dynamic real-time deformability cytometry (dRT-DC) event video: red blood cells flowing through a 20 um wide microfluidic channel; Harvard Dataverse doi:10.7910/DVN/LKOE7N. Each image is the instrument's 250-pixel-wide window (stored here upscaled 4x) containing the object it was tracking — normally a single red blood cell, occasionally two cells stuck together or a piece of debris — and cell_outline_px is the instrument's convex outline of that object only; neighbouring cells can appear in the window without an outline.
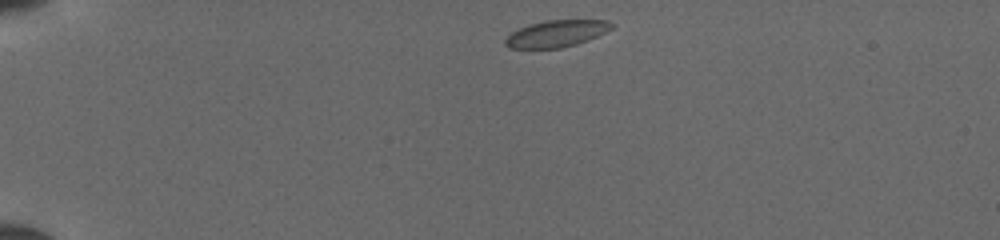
{"species": "common noctule bat (a hibernating species)", "species_latin": "Nyctalus noctula", "temperature_condition": "cold", "stored_images_in_passage": 40, "camera_frame_rate_fps": 3000, "um_per_image_px": 0.085, "animal": {"sex": "female", "body_mass_g": 19.5, "forearm_length_mm": 54.1}, "frame": {"image": 1, "passage_image": 1, "time_ms": 0.0, "image_size_px": [1000, 240], "cell_outline_px": [[616, 24], [612, 28], [588, 40], [576, 44], [560, 48], [508, 48], [504, 44], [504, 40], [512, 32], [528, 24], [548, 20], [608, 20]], "centroid_in_image_um": [47.3, 2.85], "position_along_channel_um": 37.7, "area_um2": 16.53}}
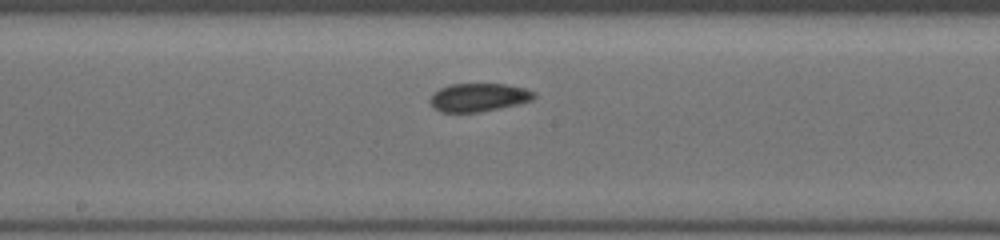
{"frame": {"image": 2, "passage_image": 18, "time_ms": 5.667, "image_size_px": [1000, 240], "cell_outline_px": [[536, 96], [532, 100], [500, 108], [480, 112], [440, 112], [428, 100], [440, 88], [448, 84], [508, 84], [524, 88], [536, 92]], "centroid_in_image_um": [40.71, 8.27], "position_along_channel_um": 207.5, "area_um2": 17.05}}
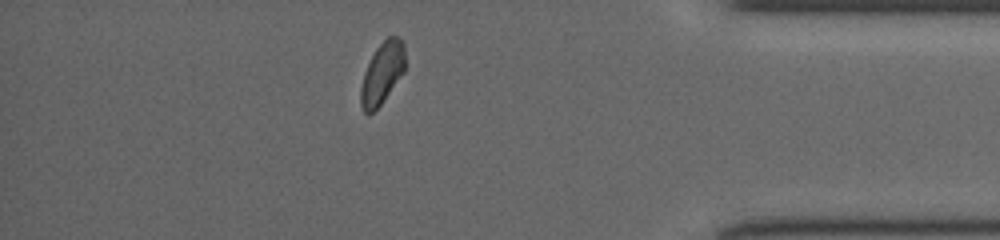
{"frame": {"image": 3, "passage_image": 34, "time_ms": 11.0, "image_size_px": [1000, 240], "cell_outline_px": [[404, 72], [380, 104], [368, 116], [364, 112], [360, 104], [360, 88], [364, 72], [376, 48], [388, 36], [396, 36], [404, 44]], "centroid_in_image_um": [32.46, 6.23], "position_along_channel_um": 402.7, "area_um2": 15.66}}